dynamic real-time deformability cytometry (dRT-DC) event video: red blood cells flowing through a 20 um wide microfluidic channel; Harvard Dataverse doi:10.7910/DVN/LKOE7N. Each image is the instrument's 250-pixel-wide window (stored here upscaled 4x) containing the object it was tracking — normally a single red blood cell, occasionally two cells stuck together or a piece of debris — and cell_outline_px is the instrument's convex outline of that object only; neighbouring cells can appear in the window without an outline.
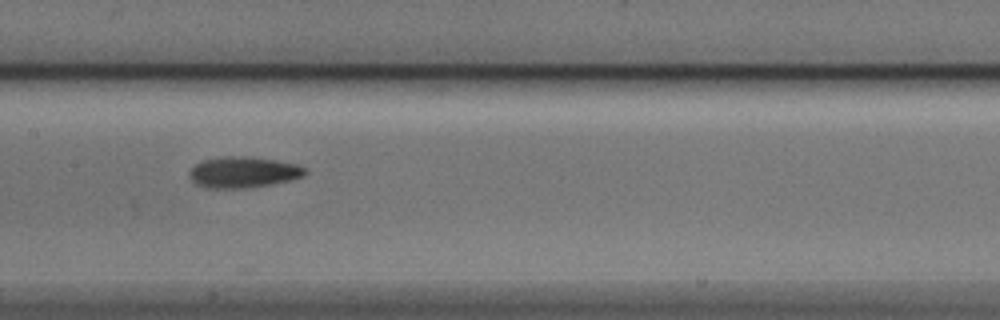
{"species": "Egyptian fruit bat (a non-hibernating species)", "species_latin": "Rousettus aegyptiacus", "temperature_condition": "cold", "stored_images_in_passage": 23, "camera_frame_rate_fps": 3000, "um_per_image_px": 0.085, "animal": {"sex": "male"}, "frame": {"image": 1, "passage_image": 11, "time_ms": 3.333, "image_size_px": [1000, 320], "cell_outline_px": [[308, 172], [304, 176], [292, 180], [272, 184], [244, 188], [208, 188], [196, 184], [188, 176], [188, 172], [200, 160], [220, 156], [248, 156], [296, 164], [308, 168]], "centroid_in_image_um": [20.67, 14.63], "position_along_channel_um": 186.7, "area_um2": 21.15}}
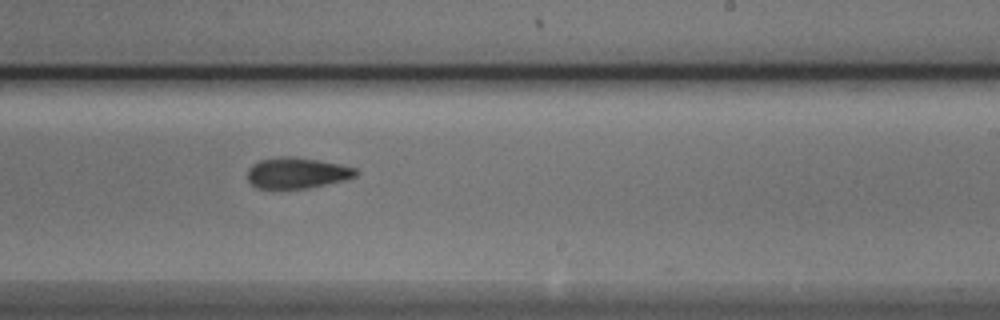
{"frame": {"image": 2, "passage_image": 17, "time_ms": 5.333, "image_size_px": [1000, 320], "cell_outline_px": [[360, 172], [356, 176], [344, 180], [308, 188], [280, 192], [256, 188], [248, 180], [248, 168], [252, 164], [260, 160], [284, 156], [292, 156], [340, 164], [356, 168]], "centroid_in_image_um": [25.2, 14.75], "position_along_channel_um": 263.8, "area_um2": 20.17}}